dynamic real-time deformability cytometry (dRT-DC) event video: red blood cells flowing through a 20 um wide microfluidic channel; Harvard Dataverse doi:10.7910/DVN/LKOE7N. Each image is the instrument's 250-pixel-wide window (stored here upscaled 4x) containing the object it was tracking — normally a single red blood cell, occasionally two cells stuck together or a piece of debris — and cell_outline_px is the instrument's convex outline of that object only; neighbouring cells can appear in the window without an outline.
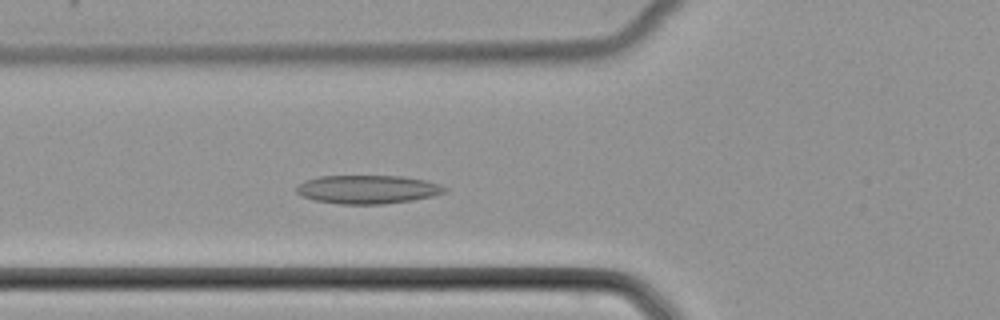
{"species": "common noctule bat (a hibernating species)", "species_latin": "Nyctalus noctula", "temperature_condition": "cold", "stored_images_in_passage": 43, "camera_frame_rate_fps": 3000, "um_per_image_px": 0.085, "animal": {"sex": "female", "body_mass_g": 22.7, "forearm_length_mm": 54.2}, "frame": {"image": 1, "passage_image": 11, "time_ms": 3.333, "image_size_px": [1000, 320], "cell_outline_px": [[448, 188], [444, 192], [432, 196], [412, 200], [384, 204], [340, 204], [316, 200], [304, 196], [296, 192], [296, 188], [304, 180], [320, 176], [400, 176], [424, 180], [440, 184]], "centroid_in_image_um": [31.26, 16.09], "position_along_channel_um": 94.5, "area_um2": 24.45}}
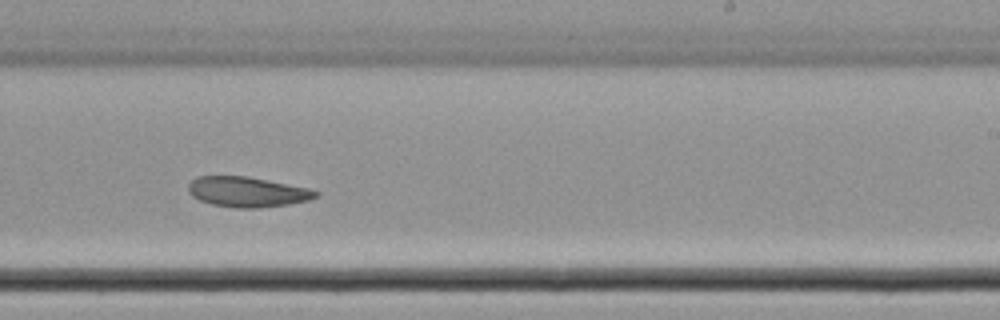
{"frame": {"image": 2, "passage_image": 24, "time_ms": 7.667, "image_size_px": [1000, 320], "cell_outline_px": [[320, 192], [316, 196], [308, 200], [288, 204], [256, 208], [236, 208], [212, 204], [200, 200], [192, 196], [188, 192], [188, 184], [196, 176], [248, 176], [308, 188]], "centroid_in_image_um": [20.98, 16.3], "position_along_channel_um": 268.0, "area_um2": 22.31}}
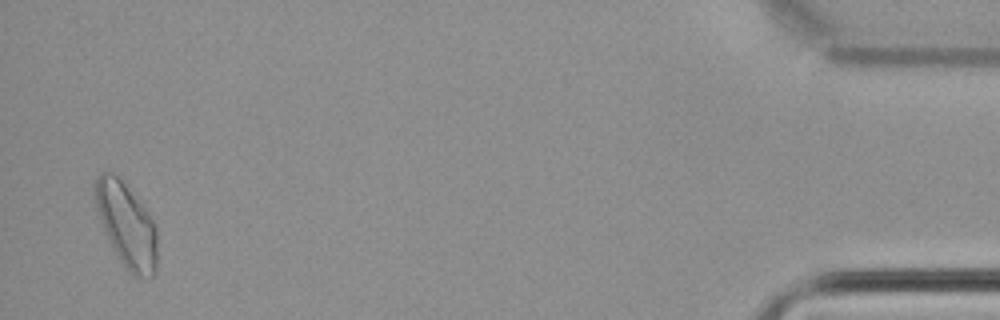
{"frame": {"image": 3, "passage_image": 42, "time_ms": 13.667, "image_size_px": [1000, 320], "cell_outline_px": [[156, 272], [152, 276], [136, 276], [128, 272], [120, 260], [108, 240], [96, 204], [96, 180], [100, 172], [112, 172], [124, 184], [144, 208], [152, 220], [156, 228]], "centroid_in_image_um": [10.77, 19.17], "position_along_channel_um": 424.4, "area_um2": 29.36}}